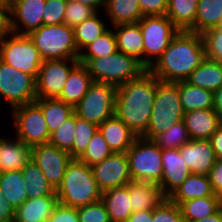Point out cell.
<instances>
[{"mask_svg":"<svg viewBox=\"0 0 222 222\" xmlns=\"http://www.w3.org/2000/svg\"><path fill=\"white\" fill-rule=\"evenodd\" d=\"M155 95L156 77L149 70L117 86L114 115L137 137H142L147 131Z\"/></svg>","mask_w":222,"mask_h":222,"instance_id":"obj_1","label":"cell"},{"mask_svg":"<svg viewBox=\"0 0 222 222\" xmlns=\"http://www.w3.org/2000/svg\"><path fill=\"white\" fill-rule=\"evenodd\" d=\"M205 58L202 35L180 31L149 71L160 81H186Z\"/></svg>","mask_w":222,"mask_h":222,"instance_id":"obj_2","label":"cell"},{"mask_svg":"<svg viewBox=\"0 0 222 222\" xmlns=\"http://www.w3.org/2000/svg\"><path fill=\"white\" fill-rule=\"evenodd\" d=\"M56 194L60 204L73 208L95 203L102 197L92 168L79 159L68 163Z\"/></svg>","mask_w":222,"mask_h":222,"instance_id":"obj_3","label":"cell"},{"mask_svg":"<svg viewBox=\"0 0 222 222\" xmlns=\"http://www.w3.org/2000/svg\"><path fill=\"white\" fill-rule=\"evenodd\" d=\"M78 61L88 69L93 82L116 87L136 79L147 70L135 57L120 51L99 58H78Z\"/></svg>","mask_w":222,"mask_h":222,"instance_id":"obj_4","label":"cell"},{"mask_svg":"<svg viewBox=\"0 0 222 222\" xmlns=\"http://www.w3.org/2000/svg\"><path fill=\"white\" fill-rule=\"evenodd\" d=\"M184 111L178 93V82H164L156 78V95L149 125L142 138L153 140L172 125L183 120Z\"/></svg>","mask_w":222,"mask_h":222,"instance_id":"obj_5","label":"cell"},{"mask_svg":"<svg viewBox=\"0 0 222 222\" xmlns=\"http://www.w3.org/2000/svg\"><path fill=\"white\" fill-rule=\"evenodd\" d=\"M29 37L43 60L78 59L79 51L74 40V29L67 24L42 25Z\"/></svg>","mask_w":222,"mask_h":222,"instance_id":"obj_6","label":"cell"},{"mask_svg":"<svg viewBox=\"0 0 222 222\" xmlns=\"http://www.w3.org/2000/svg\"><path fill=\"white\" fill-rule=\"evenodd\" d=\"M139 24L144 43L143 66L149 70L180 30L166 15L143 16Z\"/></svg>","mask_w":222,"mask_h":222,"instance_id":"obj_7","label":"cell"},{"mask_svg":"<svg viewBox=\"0 0 222 222\" xmlns=\"http://www.w3.org/2000/svg\"><path fill=\"white\" fill-rule=\"evenodd\" d=\"M132 181L159 184L162 179V150L153 142L138 137L126 152Z\"/></svg>","mask_w":222,"mask_h":222,"instance_id":"obj_8","label":"cell"},{"mask_svg":"<svg viewBox=\"0 0 222 222\" xmlns=\"http://www.w3.org/2000/svg\"><path fill=\"white\" fill-rule=\"evenodd\" d=\"M0 60L37 79L43 63L39 51L29 35L7 31L0 39Z\"/></svg>","mask_w":222,"mask_h":222,"instance_id":"obj_9","label":"cell"},{"mask_svg":"<svg viewBox=\"0 0 222 222\" xmlns=\"http://www.w3.org/2000/svg\"><path fill=\"white\" fill-rule=\"evenodd\" d=\"M117 87L109 83L93 82L88 92L74 107V114L100 126L114 116Z\"/></svg>","mask_w":222,"mask_h":222,"instance_id":"obj_10","label":"cell"},{"mask_svg":"<svg viewBox=\"0 0 222 222\" xmlns=\"http://www.w3.org/2000/svg\"><path fill=\"white\" fill-rule=\"evenodd\" d=\"M0 95L9 103L10 110L34 102L36 79L0 60Z\"/></svg>","mask_w":222,"mask_h":222,"instance_id":"obj_11","label":"cell"},{"mask_svg":"<svg viewBox=\"0 0 222 222\" xmlns=\"http://www.w3.org/2000/svg\"><path fill=\"white\" fill-rule=\"evenodd\" d=\"M15 136L27 146L49 143L50 133L41 108L35 103L17 107L11 111Z\"/></svg>","mask_w":222,"mask_h":222,"instance_id":"obj_12","label":"cell"},{"mask_svg":"<svg viewBox=\"0 0 222 222\" xmlns=\"http://www.w3.org/2000/svg\"><path fill=\"white\" fill-rule=\"evenodd\" d=\"M78 64V59L43 60L36 79L37 97L58 98L70 72Z\"/></svg>","mask_w":222,"mask_h":222,"instance_id":"obj_13","label":"cell"},{"mask_svg":"<svg viewBox=\"0 0 222 222\" xmlns=\"http://www.w3.org/2000/svg\"><path fill=\"white\" fill-rule=\"evenodd\" d=\"M45 3L46 0H11L8 31L19 35H29L32 31L39 29L43 25Z\"/></svg>","mask_w":222,"mask_h":222,"instance_id":"obj_14","label":"cell"},{"mask_svg":"<svg viewBox=\"0 0 222 222\" xmlns=\"http://www.w3.org/2000/svg\"><path fill=\"white\" fill-rule=\"evenodd\" d=\"M31 159L43 171L48 182L55 190L61 184L66 167L72 160L69 152L50 143L31 147Z\"/></svg>","mask_w":222,"mask_h":222,"instance_id":"obj_15","label":"cell"},{"mask_svg":"<svg viewBox=\"0 0 222 222\" xmlns=\"http://www.w3.org/2000/svg\"><path fill=\"white\" fill-rule=\"evenodd\" d=\"M100 190L126 186L132 179L126 153L113 152L100 163L91 166Z\"/></svg>","mask_w":222,"mask_h":222,"instance_id":"obj_16","label":"cell"},{"mask_svg":"<svg viewBox=\"0 0 222 222\" xmlns=\"http://www.w3.org/2000/svg\"><path fill=\"white\" fill-rule=\"evenodd\" d=\"M179 152L191 174L208 176L216 161L211 141L208 139L190 140L179 148Z\"/></svg>","mask_w":222,"mask_h":222,"instance_id":"obj_17","label":"cell"},{"mask_svg":"<svg viewBox=\"0 0 222 222\" xmlns=\"http://www.w3.org/2000/svg\"><path fill=\"white\" fill-rule=\"evenodd\" d=\"M163 174L160 183L163 195L167 198L191 174L189 167L180 155L179 149L162 150Z\"/></svg>","mask_w":222,"mask_h":222,"instance_id":"obj_18","label":"cell"},{"mask_svg":"<svg viewBox=\"0 0 222 222\" xmlns=\"http://www.w3.org/2000/svg\"><path fill=\"white\" fill-rule=\"evenodd\" d=\"M183 122L191 140L210 139L222 124L214 109L192 110L184 113Z\"/></svg>","mask_w":222,"mask_h":222,"instance_id":"obj_19","label":"cell"},{"mask_svg":"<svg viewBox=\"0 0 222 222\" xmlns=\"http://www.w3.org/2000/svg\"><path fill=\"white\" fill-rule=\"evenodd\" d=\"M30 160V146L16 136L15 139L0 136V173L22 170Z\"/></svg>","mask_w":222,"mask_h":222,"instance_id":"obj_20","label":"cell"},{"mask_svg":"<svg viewBox=\"0 0 222 222\" xmlns=\"http://www.w3.org/2000/svg\"><path fill=\"white\" fill-rule=\"evenodd\" d=\"M98 130L108 143L109 148L116 153H126L138 138L130 128L115 115L98 126Z\"/></svg>","mask_w":222,"mask_h":222,"instance_id":"obj_21","label":"cell"},{"mask_svg":"<svg viewBox=\"0 0 222 222\" xmlns=\"http://www.w3.org/2000/svg\"><path fill=\"white\" fill-rule=\"evenodd\" d=\"M58 203L57 195L28 198L15 209L14 222H46Z\"/></svg>","mask_w":222,"mask_h":222,"instance_id":"obj_22","label":"cell"},{"mask_svg":"<svg viewBox=\"0 0 222 222\" xmlns=\"http://www.w3.org/2000/svg\"><path fill=\"white\" fill-rule=\"evenodd\" d=\"M128 192L133 212L154 210L166 199L159 185L150 182L131 181L128 184Z\"/></svg>","mask_w":222,"mask_h":222,"instance_id":"obj_23","label":"cell"},{"mask_svg":"<svg viewBox=\"0 0 222 222\" xmlns=\"http://www.w3.org/2000/svg\"><path fill=\"white\" fill-rule=\"evenodd\" d=\"M93 79L83 64H78L69 74L60 96L57 98L75 107L88 92Z\"/></svg>","mask_w":222,"mask_h":222,"instance_id":"obj_24","label":"cell"},{"mask_svg":"<svg viewBox=\"0 0 222 222\" xmlns=\"http://www.w3.org/2000/svg\"><path fill=\"white\" fill-rule=\"evenodd\" d=\"M118 51L135 57L143 65V35L138 23L113 26Z\"/></svg>","mask_w":222,"mask_h":222,"instance_id":"obj_25","label":"cell"},{"mask_svg":"<svg viewBox=\"0 0 222 222\" xmlns=\"http://www.w3.org/2000/svg\"><path fill=\"white\" fill-rule=\"evenodd\" d=\"M101 201L105 205L111 222H126L133 213L128 184L102 192Z\"/></svg>","mask_w":222,"mask_h":222,"instance_id":"obj_26","label":"cell"},{"mask_svg":"<svg viewBox=\"0 0 222 222\" xmlns=\"http://www.w3.org/2000/svg\"><path fill=\"white\" fill-rule=\"evenodd\" d=\"M206 196H218L212 190L209 176L190 174L167 198L179 206L182 202Z\"/></svg>","mask_w":222,"mask_h":222,"instance_id":"obj_27","label":"cell"},{"mask_svg":"<svg viewBox=\"0 0 222 222\" xmlns=\"http://www.w3.org/2000/svg\"><path fill=\"white\" fill-rule=\"evenodd\" d=\"M105 16L110 19L111 26L138 23L144 16L139 0H105Z\"/></svg>","mask_w":222,"mask_h":222,"instance_id":"obj_28","label":"cell"},{"mask_svg":"<svg viewBox=\"0 0 222 222\" xmlns=\"http://www.w3.org/2000/svg\"><path fill=\"white\" fill-rule=\"evenodd\" d=\"M178 93L182 109L185 112L201 109H213V92L194 86L187 81L178 82Z\"/></svg>","mask_w":222,"mask_h":222,"instance_id":"obj_29","label":"cell"},{"mask_svg":"<svg viewBox=\"0 0 222 222\" xmlns=\"http://www.w3.org/2000/svg\"><path fill=\"white\" fill-rule=\"evenodd\" d=\"M186 81L214 92L222 86V63L205 58Z\"/></svg>","mask_w":222,"mask_h":222,"instance_id":"obj_30","label":"cell"},{"mask_svg":"<svg viewBox=\"0 0 222 222\" xmlns=\"http://www.w3.org/2000/svg\"><path fill=\"white\" fill-rule=\"evenodd\" d=\"M42 110L50 135L74 114V107L57 98H37L34 101Z\"/></svg>","mask_w":222,"mask_h":222,"instance_id":"obj_31","label":"cell"},{"mask_svg":"<svg viewBox=\"0 0 222 222\" xmlns=\"http://www.w3.org/2000/svg\"><path fill=\"white\" fill-rule=\"evenodd\" d=\"M199 0H168L166 16L180 31L194 32Z\"/></svg>","mask_w":222,"mask_h":222,"instance_id":"obj_32","label":"cell"},{"mask_svg":"<svg viewBox=\"0 0 222 222\" xmlns=\"http://www.w3.org/2000/svg\"><path fill=\"white\" fill-rule=\"evenodd\" d=\"M0 190L15 209L29 198L21 170L0 173Z\"/></svg>","mask_w":222,"mask_h":222,"instance_id":"obj_33","label":"cell"},{"mask_svg":"<svg viewBox=\"0 0 222 222\" xmlns=\"http://www.w3.org/2000/svg\"><path fill=\"white\" fill-rule=\"evenodd\" d=\"M22 175L26 182L29 198L57 195L54 187L48 182L39 166L30 160L23 168Z\"/></svg>","mask_w":222,"mask_h":222,"instance_id":"obj_34","label":"cell"},{"mask_svg":"<svg viewBox=\"0 0 222 222\" xmlns=\"http://www.w3.org/2000/svg\"><path fill=\"white\" fill-rule=\"evenodd\" d=\"M185 222L204 219L220 209V196H206L182 202L179 205Z\"/></svg>","mask_w":222,"mask_h":222,"instance_id":"obj_35","label":"cell"},{"mask_svg":"<svg viewBox=\"0 0 222 222\" xmlns=\"http://www.w3.org/2000/svg\"><path fill=\"white\" fill-rule=\"evenodd\" d=\"M222 19V0H199L194 22V33L202 34L218 27Z\"/></svg>","mask_w":222,"mask_h":222,"instance_id":"obj_36","label":"cell"},{"mask_svg":"<svg viewBox=\"0 0 222 222\" xmlns=\"http://www.w3.org/2000/svg\"><path fill=\"white\" fill-rule=\"evenodd\" d=\"M98 13L99 12L73 28L74 40L79 53L108 30L106 28L108 26H106L104 20L98 17Z\"/></svg>","mask_w":222,"mask_h":222,"instance_id":"obj_37","label":"cell"},{"mask_svg":"<svg viewBox=\"0 0 222 222\" xmlns=\"http://www.w3.org/2000/svg\"><path fill=\"white\" fill-rule=\"evenodd\" d=\"M185 123L182 121L172 125L166 132L158 134L153 142L161 149H179L190 141Z\"/></svg>","mask_w":222,"mask_h":222,"instance_id":"obj_38","label":"cell"},{"mask_svg":"<svg viewBox=\"0 0 222 222\" xmlns=\"http://www.w3.org/2000/svg\"><path fill=\"white\" fill-rule=\"evenodd\" d=\"M87 49V50H86ZM86 50V51H85ZM85 51V52H83ZM80 52L79 58H99L118 51L114 30H108Z\"/></svg>","mask_w":222,"mask_h":222,"instance_id":"obj_39","label":"cell"},{"mask_svg":"<svg viewBox=\"0 0 222 222\" xmlns=\"http://www.w3.org/2000/svg\"><path fill=\"white\" fill-rule=\"evenodd\" d=\"M98 131V126L76 116V130L72 149L69 154L72 159H78L84 152L93 135Z\"/></svg>","mask_w":222,"mask_h":222,"instance_id":"obj_40","label":"cell"},{"mask_svg":"<svg viewBox=\"0 0 222 222\" xmlns=\"http://www.w3.org/2000/svg\"><path fill=\"white\" fill-rule=\"evenodd\" d=\"M112 153L113 151L109 148L108 143L98 130L93 135V138L86 147L85 152L78 159L91 167L96 163L102 162Z\"/></svg>","mask_w":222,"mask_h":222,"instance_id":"obj_41","label":"cell"},{"mask_svg":"<svg viewBox=\"0 0 222 222\" xmlns=\"http://www.w3.org/2000/svg\"><path fill=\"white\" fill-rule=\"evenodd\" d=\"M76 130V115L73 114L54 133L51 134L49 143L59 149L69 152L74 142Z\"/></svg>","mask_w":222,"mask_h":222,"instance_id":"obj_42","label":"cell"},{"mask_svg":"<svg viewBox=\"0 0 222 222\" xmlns=\"http://www.w3.org/2000/svg\"><path fill=\"white\" fill-rule=\"evenodd\" d=\"M96 13L97 12L93 8L85 4L75 0H67L64 23L71 28H75L78 24L91 18Z\"/></svg>","mask_w":222,"mask_h":222,"instance_id":"obj_43","label":"cell"},{"mask_svg":"<svg viewBox=\"0 0 222 222\" xmlns=\"http://www.w3.org/2000/svg\"><path fill=\"white\" fill-rule=\"evenodd\" d=\"M207 59L222 63V28L214 27L202 34Z\"/></svg>","mask_w":222,"mask_h":222,"instance_id":"obj_44","label":"cell"},{"mask_svg":"<svg viewBox=\"0 0 222 222\" xmlns=\"http://www.w3.org/2000/svg\"><path fill=\"white\" fill-rule=\"evenodd\" d=\"M151 222H185V219L179 206L166 198L153 210Z\"/></svg>","mask_w":222,"mask_h":222,"instance_id":"obj_45","label":"cell"},{"mask_svg":"<svg viewBox=\"0 0 222 222\" xmlns=\"http://www.w3.org/2000/svg\"><path fill=\"white\" fill-rule=\"evenodd\" d=\"M79 222H111L103 202L97 201L78 208Z\"/></svg>","mask_w":222,"mask_h":222,"instance_id":"obj_46","label":"cell"},{"mask_svg":"<svg viewBox=\"0 0 222 222\" xmlns=\"http://www.w3.org/2000/svg\"><path fill=\"white\" fill-rule=\"evenodd\" d=\"M67 0H46L43 10V25L64 24Z\"/></svg>","mask_w":222,"mask_h":222,"instance_id":"obj_47","label":"cell"},{"mask_svg":"<svg viewBox=\"0 0 222 222\" xmlns=\"http://www.w3.org/2000/svg\"><path fill=\"white\" fill-rule=\"evenodd\" d=\"M46 222H79L78 208L67 207L58 203Z\"/></svg>","mask_w":222,"mask_h":222,"instance_id":"obj_48","label":"cell"},{"mask_svg":"<svg viewBox=\"0 0 222 222\" xmlns=\"http://www.w3.org/2000/svg\"><path fill=\"white\" fill-rule=\"evenodd\" d=\"M144 16L166 15L168 0H139Z\"/></svg>","mask_w":222,"mask_h":222,"instance_id":"obj_49","label":"cell"},{"mask_svg":"<svg viewBox=\"0 0 222 222\" xmlns=\"http://www.w3.org/2000/svg\"><path fill=\"white\" fill-rule=\"evenodd\" d=\"M212 190L215 195H222V159H216L209 173Z\"/></svg>","mask_w":222,"mask_h":222,"instance_id":"obj_50","label":"cell"},{"mask_svg":"<svg viewBox=\"0 0 222 222\" xmlns=\"http://www.w3.org/2000/svg\"><path fill=\"white\" fill-rule=\"evenodd\" d=\"M15 208L0 190V222H14Z\"/></svg>","mask_w":222,"mask_h":222,"instance_id":"obj_51","label":"cell"},{"mask_svg":"<svg viewBox=\"0 0 222 222\" xmlns=\"http://www.w3.org/2000/svg\"><path fill=\"white\" fill-rule=\"evenodd\" d=\"M209 140L211 141L216 159H222V124Z\"/></svg>","mask_w":222,"mask_h":222,"instance_id":"obj_52","label":"cell"},{"mask_svg":"<svg viewBox=\"0 0 222 222\" xmlns=\"http://www.w3.org/2000/svg\"><path fill=\"white\" fill-rule=\"evenodd\" d=\"M153 210H142L133 212L126 222H151Z\"/></svg>","mask_w":222,"mask_h":222,"instance_id":"obj_53","label":"cell"},{"mask_svg":"<svg viewBox=\"0 0 222 222\" xmlns=\"http://www.w3.org/2000/svg\"><path fill=\"white\" fill-rule=\"evenodd\" d=\"M213 109L222 121V86L213 92Z\"/></svg>","mask_w":222,"mask_h":222,"instance_id":"obj_54","label":"cell"},{"mask_svg":"<svg viewBox=\"0 0 222 222\" xmlns=\"http://www.w3.org/2000/svg\"><path fill=\"white\" fill-rule=\"evenodd\" d=\"M82 4H85L91 8H93L96 12H98L99 9L105 7V0H75Z\"/></svg>","mask_w":222,"mask_h":222,"instance_id":"obj_55","label":"cell"},{"mask_svg":"<svg viewBox=\"0 0 222 222\" xmlns=\"http://www.w3.org/2000/svg\"><path fill=\"white\" fill-rule=\"evenodd\" d=\"M8 31V17L0 10V39Z\"/></svg>","mask_w":222,"mask_h":222,"instance_id":"obj_56","label":"cell"},{"mask_svg":"<svg viewBox=\"0 0 222 222\" xmlns=\"http://www.w3.org/2000/svg\"><path fill=\"white\" fill-rule=\"evenodd\" d=\"M188 222H222V210L220 209L217 213L208 216L204 219L196 220V221H188Z\"/></svg>","mask_w":222,"mask_h":222,"instance_id":"obj_57","label":"cell"},{"mask_svg":"<svg viewBox=\"0 0 222 222\" xmlns=\"http://www.w3.org/2000/svg\"><path fill=\"white\" fill-rule=\"evenodd\" d=\"M11 0H0V10L8 17Z\"/></svg>","mask_w":222,"mask_h":222,"instance_id":"obj_58","label":"cell"},{"mask_svg":"<svg viewBox=\"0 0 222 222\" xmlns=\"http://www.w3.org/2000/svg\"><path fill=\"white\" fill-rule=\"evenodd\" d=\"M218 27H219V28H222V19H221V22H220V24H219Z\"/></svg>","mask_w":222,"mask_h":222,"instance_id":"obj_59","label":"cell"},{"mask_svg":"<svg viewBox=\"0 0 222 222\" xmlns=\"http://www.w3.org/2000/svg\"><path fill=\"white\" fill-rule=\"evenodd\" d=\"M220 206H221V210H222V199H220Z\"/></svg>","mask_w":222,"mask_h":222,"instance_id":"obj_60","label":"cell"}]
</instances>
